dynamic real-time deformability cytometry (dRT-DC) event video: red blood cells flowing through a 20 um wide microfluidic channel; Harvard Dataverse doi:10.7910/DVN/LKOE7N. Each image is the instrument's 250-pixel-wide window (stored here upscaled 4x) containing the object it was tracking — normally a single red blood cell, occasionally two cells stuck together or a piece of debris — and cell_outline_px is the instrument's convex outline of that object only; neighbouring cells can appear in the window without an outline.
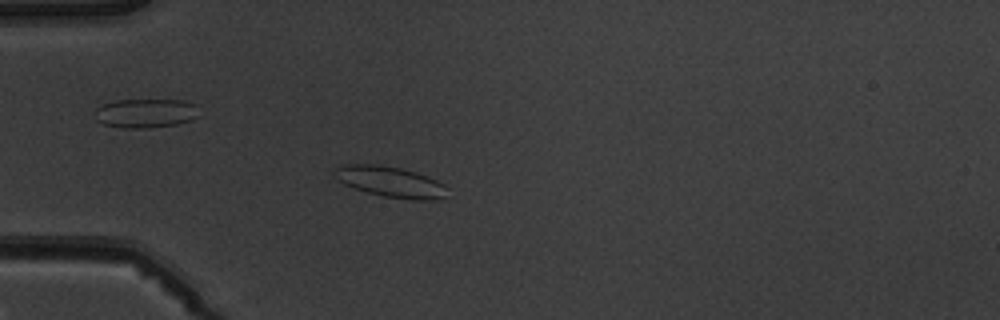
{"species": "common noctule bat (a hibernating species)", "species_latin": "Nyctalus noctula", "temperature_condition": "warm", "stored_images_in_passage": 5, "camera_frame_rate_fps": 3000, "um_per_image_px": 0.085, "animal": {"sex": "male", "body_mass_g": 19.5, "forearm_length_mm": 54.6}, "frame": {"image": 1, "passage_image": 5, "time_ms": 5.333, "image_size_px": [1000, 320], "cell_outline_px": [[448, 188], [444, 196], [440, 200], [412, 200], [384, 196], [368, 192], [344, 184], [336, 180], [332, 176], [332, 172], [336, 168], [344, 164], [380, 164], [400, 168], [416, 172], [428, 176], [444, 184]], "centroid_in_image_um": [33.17, 15.45], "position_along_channel_um": 51.8, "area_um2": 20.4}}